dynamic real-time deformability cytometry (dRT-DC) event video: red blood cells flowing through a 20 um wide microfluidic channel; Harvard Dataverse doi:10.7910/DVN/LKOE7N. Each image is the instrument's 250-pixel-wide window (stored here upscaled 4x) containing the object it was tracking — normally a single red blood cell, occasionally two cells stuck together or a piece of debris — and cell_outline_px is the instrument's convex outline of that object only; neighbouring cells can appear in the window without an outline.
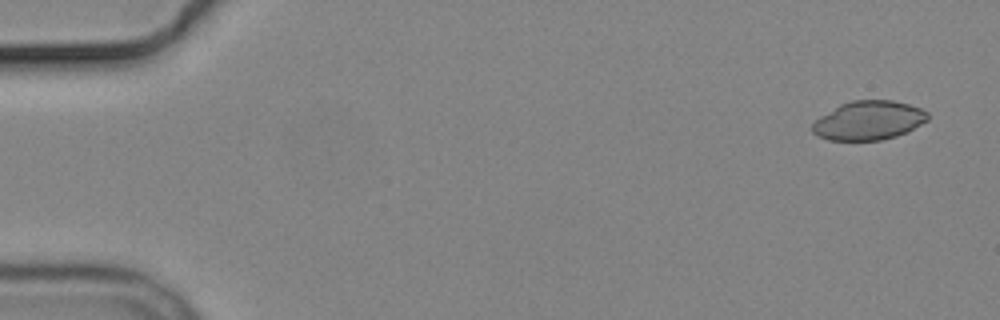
{"species": "common noctule bat (a hibernating species)", "species_latin": "Nyctalus noctula", "temperature_condition": "cold", "stored_images_in_passage": 4, "camera_frame_rate_fps": 3000, "um_per_image_px": 0.085, "animal": {"sex": "male", "body_mass_g": 19.2, "forearm_length_mm": 51.8}, "frame": {"image": 1, "passage_image": 1, "time_ms": 0.0, "image_size_px": [1000, 320], "cell_outline_px": [[928, 120], [896, 136], [880, 140], [828, 140], [816, 136], [812, 132], [812, 124], [820, 116], [840, 104], [852, 100], [892, 100], [908, 104], [920, 108], [928, 112]], "centroid_in_image_um": [73.8, 10.23], "position_along_channel_um": 11.2, "area_um2": 26.07}}